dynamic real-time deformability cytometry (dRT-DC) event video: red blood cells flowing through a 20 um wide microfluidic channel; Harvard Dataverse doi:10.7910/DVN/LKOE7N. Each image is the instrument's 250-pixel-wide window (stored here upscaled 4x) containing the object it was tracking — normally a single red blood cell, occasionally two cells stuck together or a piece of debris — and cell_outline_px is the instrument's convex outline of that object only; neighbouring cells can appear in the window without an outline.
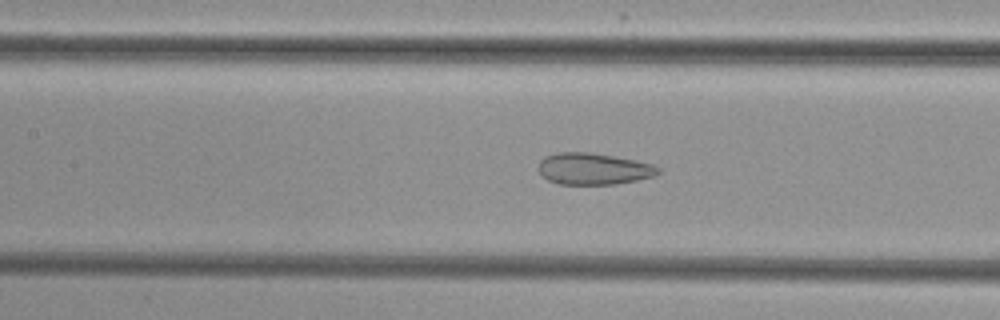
{"species": "common noctule bat (a hibernating species)", "species_latin": "Nyctalus noctula", "temperature_condition": "cold", "stored_images_in_passage": 35, "camera_frame_rate_fps": 3000, "um_per_image_px": 0.085, "animal": {"sex": "female", "body_mass_g": 29.2, "forearm_length_mm": 56.3}, "frame": {"image": 1, "passage_image": 23, "time_ms": 7.333, "image_size_px": [1000, 320], "cell_outline_px": [[660, 172], [656, 176], [616, 184], [560, 184], [548, 180], [540, 176], [536, 168], [540, 160], [544, 156], [556, 152], [592, 152], [636, 160], [652, 164], [660, 168]], "centroid_in_image_um": [50.4, 14.34], "position_along_channel_um": 157.0, "area_um2": 22.43}}
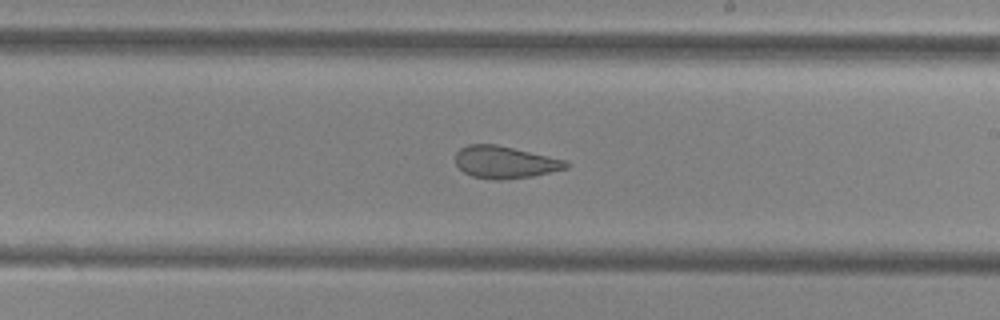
{"frame": {"image": 2, "passage_image": 30, "time_ms": 9.667, "image_size_px": [1000, 320], "cell_outline_px": [[572, 164], [568, 168], [532, 176], [504, 180], [496, 180], [472, 176], [464, 172], [456, 164], [456, 152], [460, 148], [468, 144], [496, 144], [568, 160]], "centroid_in_image_um": [42.96, 13.78], "position_along_channel_um": 246.0, "area_um2": 20.92}}
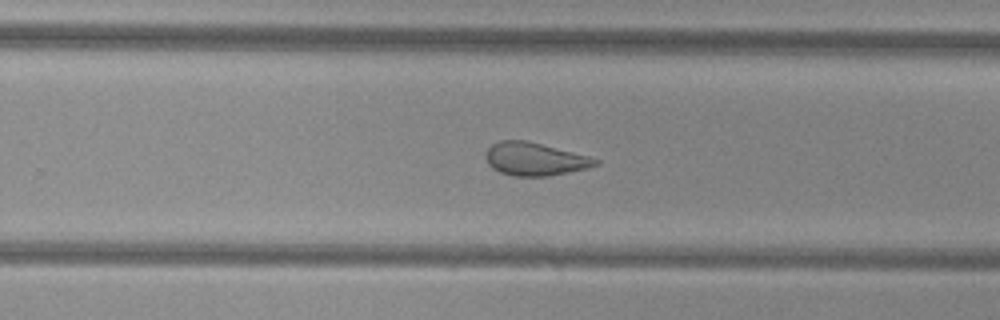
{"frame": {"image": 3, "passage_image": 33, "time_ms": 10.667, "image_size_px": [1000, 320], "cell_outline_px": [[600, 164], [588, 168], [548, 176], [512, 176], [500, 172], [492, 168], [488, 164], [484, 156], [488, 148], [492, 144], [500, 140], [528, 140], [588, 156], [600, 160]], "centroid_in_image_um": [45.44, 13.52], "position_along_channel_um": 284.4, "area_um2": 21.21}}